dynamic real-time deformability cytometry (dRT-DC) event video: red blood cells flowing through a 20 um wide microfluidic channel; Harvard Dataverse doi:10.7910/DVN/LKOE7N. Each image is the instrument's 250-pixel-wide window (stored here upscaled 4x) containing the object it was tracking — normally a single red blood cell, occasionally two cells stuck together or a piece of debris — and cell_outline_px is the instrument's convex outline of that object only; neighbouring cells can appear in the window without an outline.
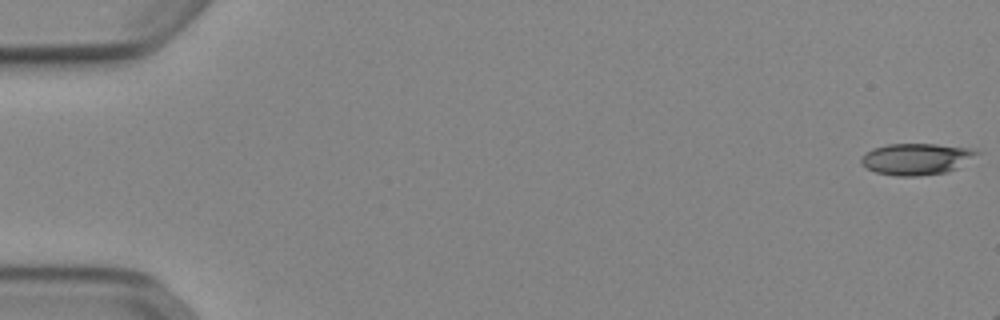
{"species": "Egyptian fruit bat (a non-hibernating species)", "species_latin": "Rousettus aegyptiacus", "temperature_condition": "cold", "stored_images_in_passage": 13, "camera_frame_rate_fps": 3000, "um_per_image_px": 0.085, "animal": {"sex": "female"}, "frame": {"image": 1, "passage_image": 1, "time_ms": 0.0, "image_size_px": [1000, 320], "cell_outline_px": [[984, 152], [956, 168], [948, 172], [916, 176], [896, 176], [876, 172], [868, 168], [860, 160], [864, 152], [872, 148], [888, 144], [936, 144], [976, 148]], "centroid_in_image_um": [77.95, 13.5], "position_along_channel_um": 7.0, "area_um2": 21.44}}